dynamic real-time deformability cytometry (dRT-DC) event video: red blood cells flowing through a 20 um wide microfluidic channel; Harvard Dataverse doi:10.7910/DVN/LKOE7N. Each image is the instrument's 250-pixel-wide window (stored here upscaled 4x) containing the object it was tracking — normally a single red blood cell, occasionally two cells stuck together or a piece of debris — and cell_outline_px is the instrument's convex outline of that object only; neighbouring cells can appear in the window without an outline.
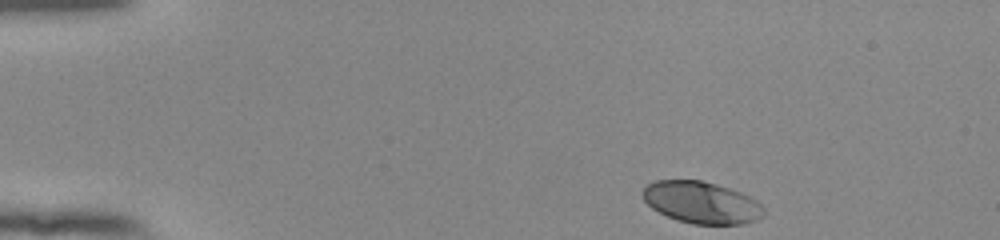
{"species": "human", "species_latin": "Homo sapiens", "temperature_condition": "room temperature", "stored_images_in_passage": 41, "camera_frame_rate_fps": 3000, "um_per_image_px": 0.085, "donor": {"sex": "female"}, "frame": {"image": 1, "passage_image": 1, "time_ms": 0.0, "image_size_px": [1000, 240], "cell_outline_px": [[764, 216], [756, 220], [744, 224], [692, 224], [676, 220], [652, 208], [644, 200], [644, 188], [648, 184], [656, 180], [700, 180], [716, 184], [740, 192], [756, 200], [764, 208]], "centroid_in_image_um": [59.65, 17.22], "position_along_channel_um": 25.4, "area_um2": 29.36}}
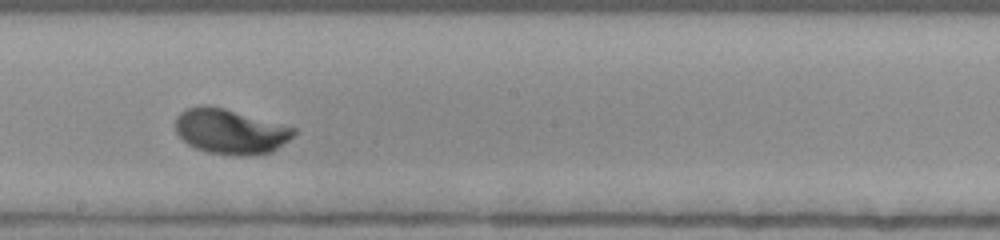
{"frame": {"image": 2, "passage_image": 24, "time_ms": 7.667, "image_size_px": [1000, 240], "cell_outline_px": [[296, 132], [288, 140], [272, 152], [248, 156], [236, 156], [208, 152], [196, 148], [188, 144], [176, 132], [176, 116], [184, 108], [200, 104], [208, 104], [224, 108], [296, 128]], "centroid_in_image_um": [19.55, 11.16], "position_along_channel_um": 228.7, "area_um2": 31.15}}
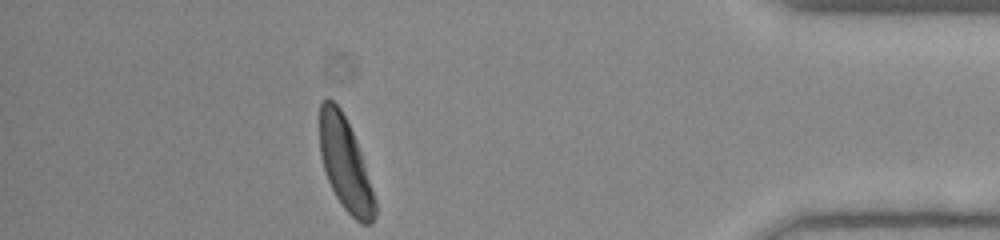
{"frame": {"image": 3, "passage_image": 41, "time_ms": 13.333, "image_size_px": [1000, 240], "cell_outline_px": [[376, 216], [372, 224], [360, 224], [344, 208], [336, 196], [328, 180], [320, 156], [320, 100], [324, 96], [328, 96], [340, 108], [356, 140], [376, 200]], "centroid_in_image_um": [29.34, 13.94], "position_along_channel_um": 405.9, "area_um2": 29.65}, "authors_computed_cell_mechanics": {"area_um2": 29.8826, "velocity_mm_per_s": 3.8295, "shape_relaxation_time_tau1_ms": 2.7671, "shape_relaxation_time_tau2_ms": null, "deformation_change_tau1": 0.1524, "deformation_change_tau2": null}}